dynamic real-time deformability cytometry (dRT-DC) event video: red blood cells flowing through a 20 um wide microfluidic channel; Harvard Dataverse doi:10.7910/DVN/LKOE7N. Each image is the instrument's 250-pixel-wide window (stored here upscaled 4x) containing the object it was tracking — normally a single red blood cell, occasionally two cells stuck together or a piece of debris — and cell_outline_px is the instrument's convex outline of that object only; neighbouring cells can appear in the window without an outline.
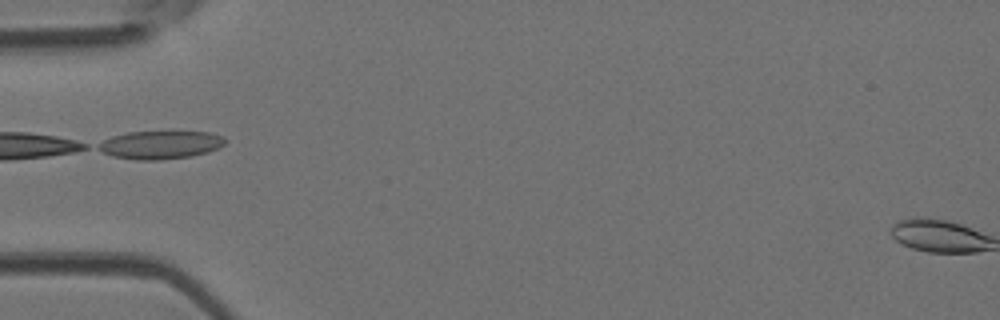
{"species": "Egyptian fruit bat (a non-hibernating species)", "species_latin": "Rousettus aegyptiacus", "temperature_condition": "room temperature", "stored_images_in_passage": 4, "camera_frame_rate_fps": 3000, "um_per_image_px": 0.085, "animal": {"sex": "female"}, "frame": {"image": 1, "passage_image": 4, "time_ms": 1.0, "image_size_px": [1000, 320], "cell_outline_px": [[228, 140], [220, 148], [208, 152], [192, 156], [160, 160], [136, 160], [112, 156], [96, 148], [96, 144], [112, 136], [128, 132], [208, 132], [224, 136]], "centroid_in_image_um": [13.65, 12.32], "position_along_channel_um": 71.3, "area_um2": 20.92}}